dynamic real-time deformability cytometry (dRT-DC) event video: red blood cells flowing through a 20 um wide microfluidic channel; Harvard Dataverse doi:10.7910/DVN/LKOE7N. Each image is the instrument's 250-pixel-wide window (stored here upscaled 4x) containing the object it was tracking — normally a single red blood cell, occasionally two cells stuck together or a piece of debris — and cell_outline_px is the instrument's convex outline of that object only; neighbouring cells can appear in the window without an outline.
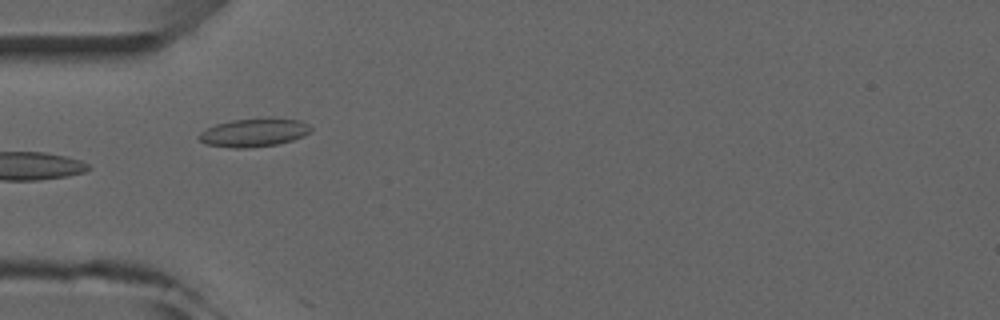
{"species": "common noctule bat (a hibernating species)", "species_latin": "Nyctalus noctula", "temperature_condition": "room temperature", "stored_images_in_passage": 5, "camera_frame_rate_fps": 3000, "um_per_image_px": 0.085, "animal": {"sex": "male", "forearm_length_mm": 52.5}, "frame": {"image": 1, "passage_image": 5, "time_ms": 4.667, "image_size_px": [1000, 320], "cell_outline_px": [[312, 128], [304, 136], [292, 140], [276, 144], [244, 148], [236, 148], [204, 144], [196, 136], [200, 132], [216, 124], [232, 120], [268, 116], [300, 120], [308, 124]], "centroid_in_image_um": [21.58, 11.24], "position_along_channel_um": 63.4, "area_um2": 18.73}}